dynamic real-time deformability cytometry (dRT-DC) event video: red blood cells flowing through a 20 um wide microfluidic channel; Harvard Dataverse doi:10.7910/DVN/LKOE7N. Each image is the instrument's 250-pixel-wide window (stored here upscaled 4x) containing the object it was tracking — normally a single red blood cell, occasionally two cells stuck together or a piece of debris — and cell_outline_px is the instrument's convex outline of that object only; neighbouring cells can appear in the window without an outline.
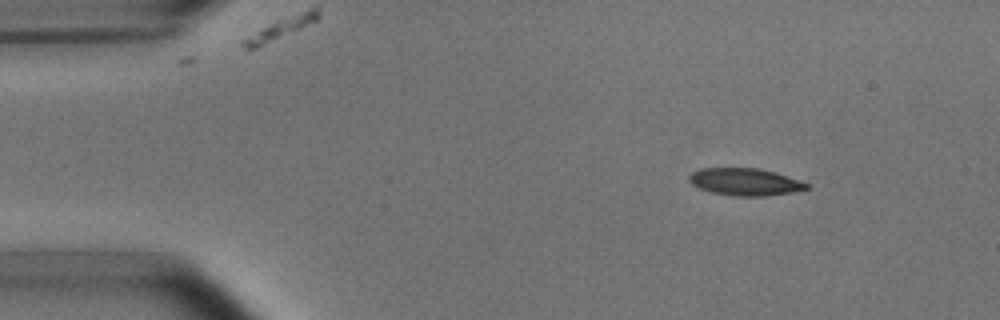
{"species": "common noctule bat (a hibernating species)", "species_latin": "Nyctalus noctula", "temperature_condition": "room temperature", "stored_images_in_passage": 3, "camera_frame_rate_fps": 3000, "um_per_image_px": 0.085, "animal": {"sex": "male", "body_mass_g": 15.6}, "frame": {"image": 1, "passage_image": 1, "time_ms": 0.0, "image_size_px": [1000, 320], "cell_outline_px": [[808, 188], [792, 192], [768, 196], [732, 196], [712, 192], [700, 188], [692, 184], [688, 180], [688, 176], [692, 172], [700, 168], [760, 168], [776, 172], [808, 184]], "centroid_in_image_um": [63.29, 15.45], "position_along_channel_um": 21.7, "area_um2": 18.61}}
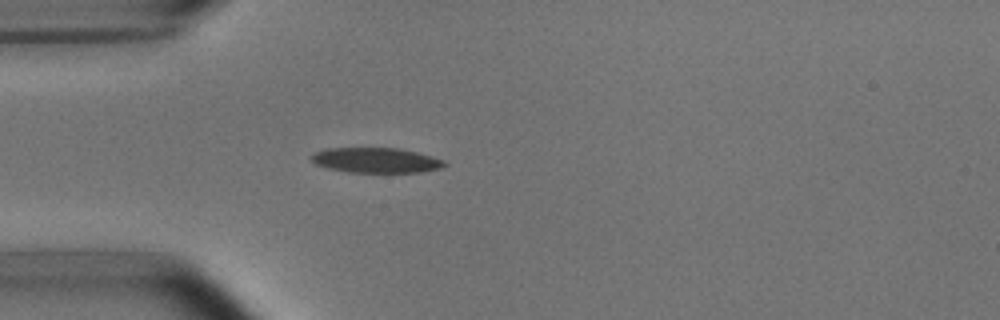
{"frame": {"image": 2, "passage_image": 3, "time_ms": 2.667, "image_size_px": [1000, 320], "cell_outline_px": [[448, 164], [444, 168], [424, 172], [348, 172], [328, 168], [316, 164], [308, 156], [316, 152], [328, 148], [400, 148], [432, 156], [444, 160]], "centroid_in_image_um": [32.01, 13.62], "position_along_channel_um": 53.0, "area_um2": 19.59}}